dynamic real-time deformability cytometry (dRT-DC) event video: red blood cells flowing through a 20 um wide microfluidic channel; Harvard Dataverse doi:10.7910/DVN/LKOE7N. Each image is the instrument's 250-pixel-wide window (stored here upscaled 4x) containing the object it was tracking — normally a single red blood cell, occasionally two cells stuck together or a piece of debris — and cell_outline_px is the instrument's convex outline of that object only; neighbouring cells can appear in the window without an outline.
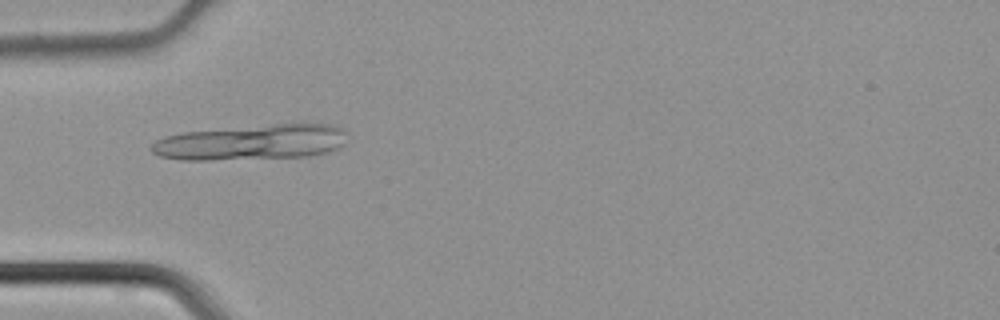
{"species": "common noctule bat (a hibernating species)", "species_latin": "Nyctalus noctula", "temperature_condition": "cold", "stored_images_in_passage": 44, "camera_frame_rate_fps": 3000, "um_per_image_px": 0.085, "animal": {"sex": "male", "body_mass_g": 21.5, "forearm_length_mm": 52.0}, "frame": {"image": 1, "passage_image": 14, "time_ms": 4.333, "image_size_px": [1000, 320], "cell_outline_px": [[344, 144], [336, 148], [324, 152], [308, 156], [212, 160], [180, 160], [160, 156], [152, 152], [148, 148], [156, 140], [164, 136], [184, 132], [300, 120], [304, 120], [336, 124], [344, 128]], "centroid_in_image_um": [21.43, 12.04], "position_along_channel_um": 63.6, "area_um2": 41.67}}
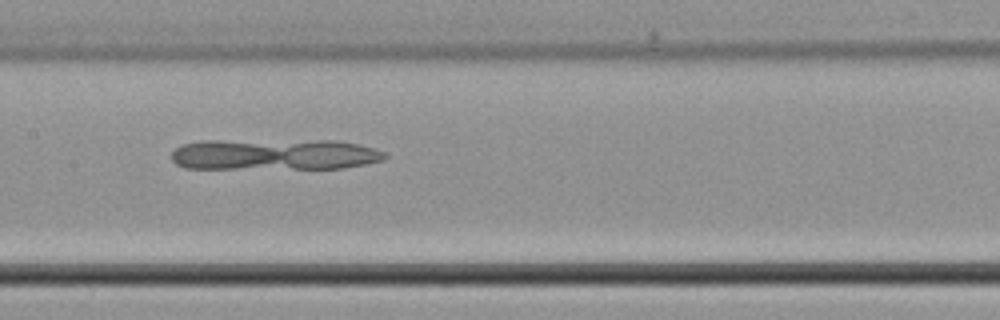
{"frame": {"image": 2, "passage_image": 22, "time_ms": 7.0, "image_size_px": [1000, 320], "cell_outline_px": [[388, 156], [384, 160], [344, 168], [184, 168], [176, 164], [172, 160], [172, 152], [180, 144], [204, 140], [336, 140], [360, 144], [388, 152]], "centroid_in_image_um": [23.35, 13.11], "position_along_channel_um": 184.0, "area_um2": 39.19}}
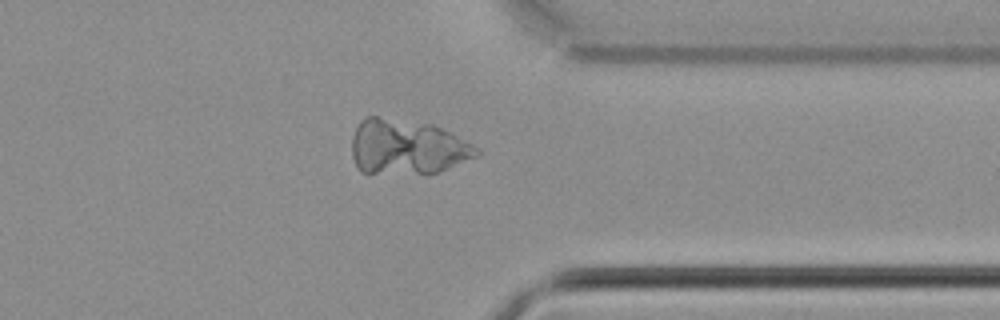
{"frame": {"image": 3, "passage_image": 35, "time_ms": 11.333, "image_size_px": [1000, 320], "cell_outline_px": [[480, 152], [476, 156], [440, 172], [368, 176], [360, 172], [356, 168], [352, 156], [352, 136], [360, 120], [364, 116], [376, 116], [432, 124], [472, 144]], "centroid_in_image_um": [34.5, 12.54], "position_along_channel_um": 376.9, "area_um2": 40.58}}